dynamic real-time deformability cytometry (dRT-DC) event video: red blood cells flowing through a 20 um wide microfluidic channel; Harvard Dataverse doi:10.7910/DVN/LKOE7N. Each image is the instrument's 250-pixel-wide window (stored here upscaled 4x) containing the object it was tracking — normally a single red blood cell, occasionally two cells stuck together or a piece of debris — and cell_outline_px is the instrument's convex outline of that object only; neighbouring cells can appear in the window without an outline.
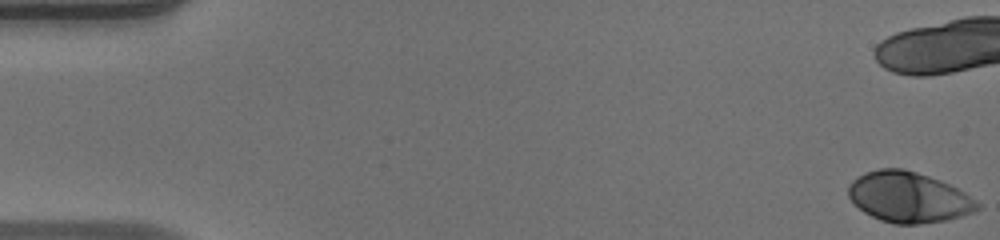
{"species": "human", "species_latin": "Homo sapiens", "temperature_condition": "warm", "stored_images_in_passage": 41, "camera_frame_rate_fps": 3000, "um_per_image_px": 0.085, "donor": {"sex": "male"}, "frame": {"image": 1, "passage_image": 1, "time_ms": 0.0, "image_size_px": [1000, 240], "cell_outline_px": [[980, 208], [972, 212], [948, 220], [920, 224], [896, 224], [880, 220], [864, 212], [848, 196], [848, 184], [852, 180], [864, 172], [880, 168], [904, 168], [940, 180], [964, 192], [976, 200], [980, 204]], "centroid_in_image_um": [77.21, 16.75], "position_along_channel_um": 7.8, "area_um2": 37.92}}
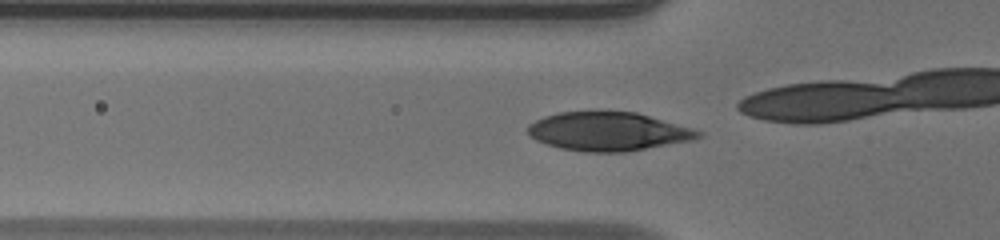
{"frame": {"image": 2, "passage_image": 18, "time_ms": 5.667, "image_size_px": [1000, 240], "cell_outline_px": [[704, 136], [692, 140], [628, 152], [588, 152], [560, 148], [536, 140], [528, 132], [528, 124], [544, 116], [560, 112], [636, 112], [692, 128], [704, 132]], "centroid_in_image_um": [51.74, 11.18], "position_along_channel_um": 74.1, "area_um2": 38.21}}
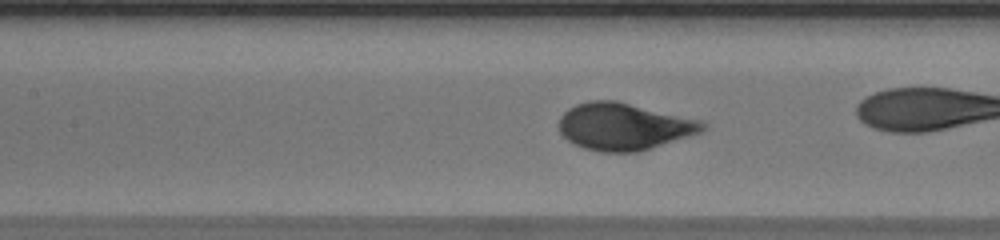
{"frame": {"image": 3, "passage_image": 24, "time_ms": 7.667, "image_size_px": [1000, 240], "cell_outline_px": [[708, 128], [700, 132], [688, 136], [636, 152], [600, 152], [584, 148], [572, 144], [560, 132], [560, 116], [568, 108], [576, 104], [588, 100], [616, 100], [700, 120], [708, 124]], "centroid_in_image_um": [53.0, 10.74], "position_along_channel_um": 154.4, "area_um2": 39.25}}